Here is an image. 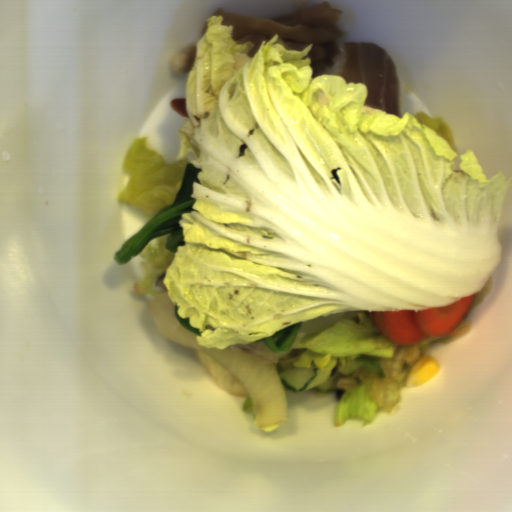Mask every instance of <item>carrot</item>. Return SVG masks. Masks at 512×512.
Returning a JSON list of instances; mask_svg holds the SVG:
<instances>
[{
	"mask_svg": "<svg viewBox=\"0 0 512 512\" xmlns=\"http://www.w3.org/2000/svg\"><path fill=\"white\" fill-rule=\"evenodd\" d=\"M477 292L442 307L427 310L371 311L370 321L385 339L398 346H412L453 333L474 305Z\"/></svg>",
	"mask_w": 512,
	"mask_h": 512,
	"instance_id": "obj_1",
	"label": "carrot"
}]
</instances>
